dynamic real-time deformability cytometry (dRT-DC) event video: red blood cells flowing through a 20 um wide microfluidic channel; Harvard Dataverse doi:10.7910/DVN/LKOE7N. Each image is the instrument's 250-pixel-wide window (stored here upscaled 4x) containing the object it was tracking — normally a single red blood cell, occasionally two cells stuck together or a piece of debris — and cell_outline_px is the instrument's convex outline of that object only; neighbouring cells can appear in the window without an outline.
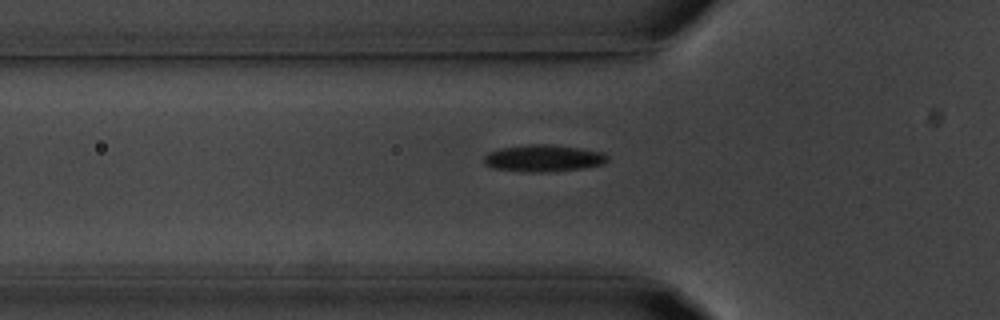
{"species": "common noctule bat (a hibernating species)", "species_latin": "Nyctalus noctula", "temperature_condition": "room temperature", "stored_images_in_passage": 37, "camera_frame_rate_fps": 3000, "um_per_image_px": 0.085, "animal": {"sex": "male", "body_mass_g": 20.1, "forearm_length_mm": 53.5}, "frame": {"image": 1, "passage_image": 3, "time_ms": 0.667, "image_size_px": [1000, 320], "cell_outline_px": [[608, 160], [604, 164], [580, 168], [548, 172], [536, 172], [492, 168], [484, 164], [484, 156], [488, 152], [500, 148], [528, 144], [548, 144], [604, 152], [608, 156]], "centroid_in_image_um": [46.17, 13.44], "position_along_channel_um": 79.6, "area_um2": 19.19}}
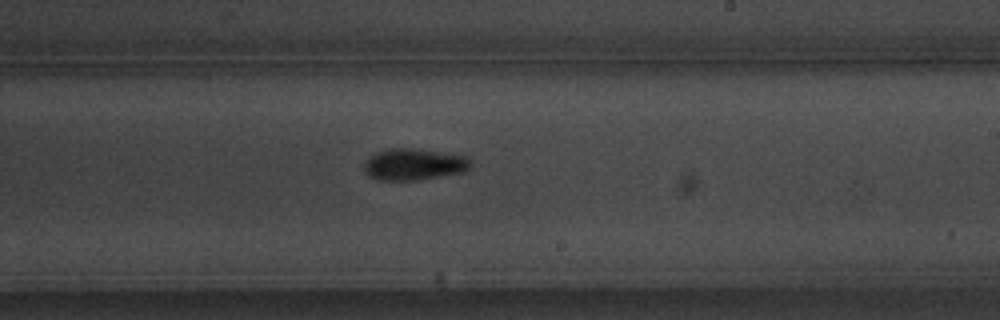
{"frame": {"image": 2, "passage_image": 17, "time_ms": 5.333, "image_size_px": [1000, 320], "cell_outline_px": [[472, 164], [464, 172], [416, 180], [376, 180], [368, 176], [364, 172], [364, 164], [376, 152], [388, 148], [416, 148], [468, 156], [472, 160]], "centroid_in_image_um": [35.2, 13.96], "position_along_channel_um": 253.8, "area_um2": 19.77}}
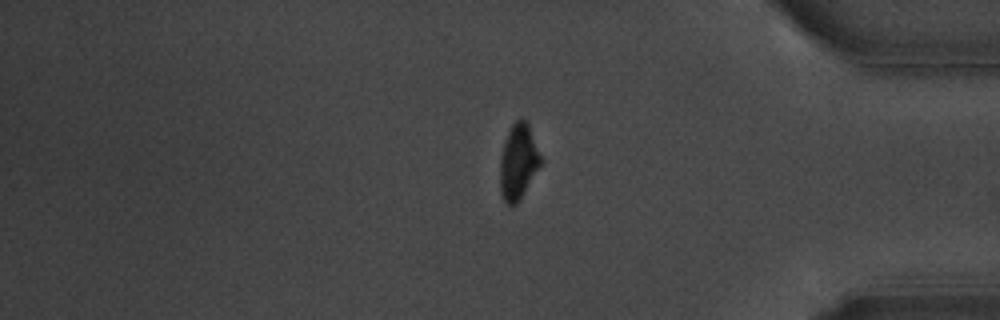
{"frame": {"image": 3, "passage_image": 30, "time_ms": 9.667, "image_size_px": [1000, 320], "cell_outline_px": [[544, 160], [520, 200], [516, 204], [508, 204], [504, 200], [500, 192], [500, 160], [504, 140], [512, 124], [520, 116], [528, 124]], "centroid_in_image_um": [44.07, 13.74], "position_along_channel_um": 391.1, "area_um2": 18.09}}